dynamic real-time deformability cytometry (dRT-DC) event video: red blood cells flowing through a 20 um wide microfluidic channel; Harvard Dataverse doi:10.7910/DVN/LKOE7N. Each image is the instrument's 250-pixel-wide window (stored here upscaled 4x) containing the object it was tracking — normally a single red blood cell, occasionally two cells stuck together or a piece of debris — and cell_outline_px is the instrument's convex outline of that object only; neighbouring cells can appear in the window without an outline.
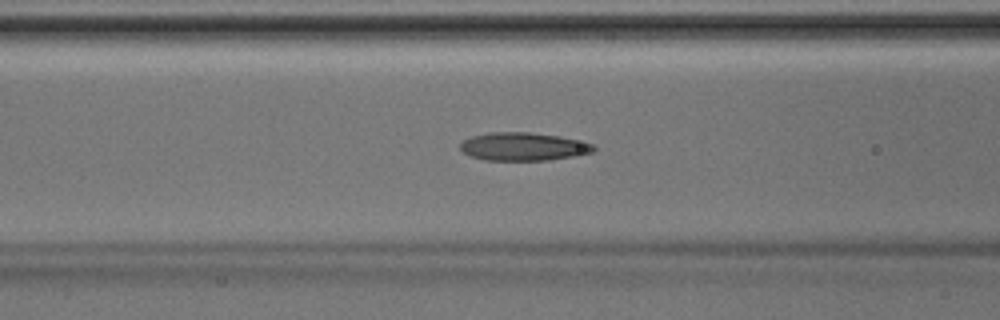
{"species": "Egyptian fruit bat (a non-hibernating species)", "species_latin": "Rousettus aegyptiacus", "temperature_condition": "room temperature", "stored_images_in_passage": 36, "camera_frame_rate_fps": 3000, "um_per_image_px": 0.085, "animal": {"sex": "male"}, "frame": {"image": 1, "passage_image": 17, "time_ms": 5.333, "image_size_px": [1000, 320], "cell_outline_px": [[596, 148], [592, 152], [576, 156], [548, 160], [484, 160], [472, 156], [464, 152], [460, 148], [460, 144], [464, 140], [472, 136], [488, 132], [528, 132], [560, 136], [596, 144]], "centroid_in_image_um": [44.52, 12.45], "position_along_channel_um": 122.1, "area_um2": 21.91}}
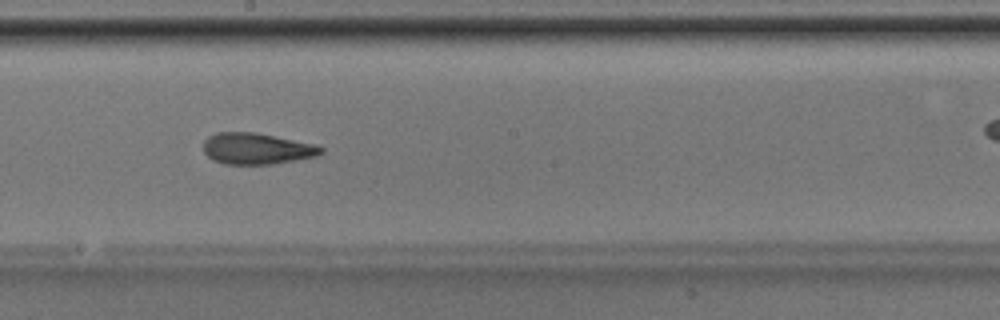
{"frame": {"image": 2, "passage_image": 24, "time_ms": 7.667, "image_size_px": [1000, 320], "cell_outline_px": [[324, 152], [316, 156], [272, 164], [224, 164], [212, 160], [204, 152], [204, 140], [208, 136], [216, 132], [256, 132], [316, 144], [324, 148]], "centroid_in_image_um": [21.82, 12.62], "position_along_channel_um": 226.4, "area_um2": 21.56}}
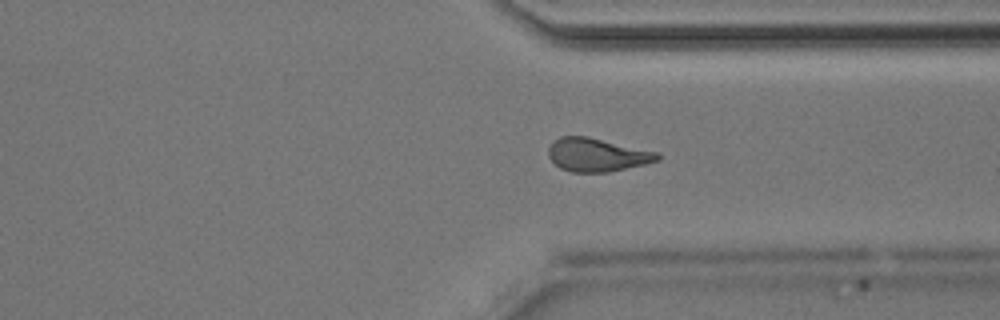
{"frame": {"image": 3, "passage_image": 33, "time_ms": 10.667, "image_size_px": [1000, 320], "cell_outline_px": [[660, 160], [644, 164], [608, 172], [572, 172], [560, 168], [548, 156], [548, 148], [552, 140], [560, 136], [588, 136], [660, 152]], "centroid_in_image_um": [50.75, 13.14], "position_along_channel_um": 360.7, "area_um2": 21.39}}